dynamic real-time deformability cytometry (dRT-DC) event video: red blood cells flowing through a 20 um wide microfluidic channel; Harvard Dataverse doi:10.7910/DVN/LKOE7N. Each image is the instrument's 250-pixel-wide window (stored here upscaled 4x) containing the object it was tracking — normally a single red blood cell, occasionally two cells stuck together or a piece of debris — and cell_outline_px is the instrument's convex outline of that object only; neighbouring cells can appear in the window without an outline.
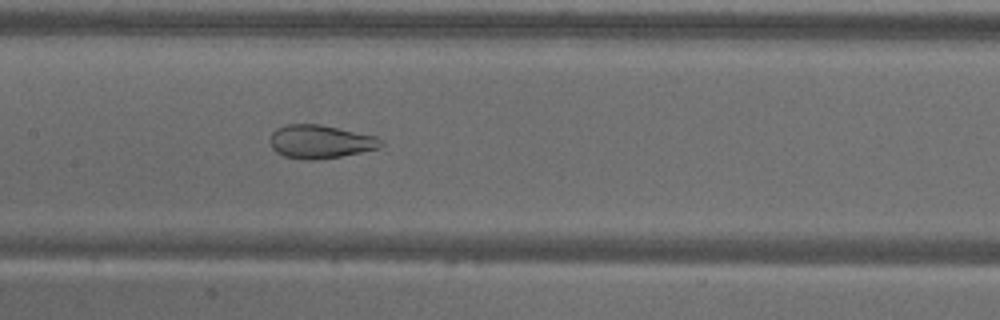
{"species": "common noctule bat (a hibernating species)", "species_latin": "Nyctalus noctula", "temperature_condition": "warm", "stored_images_in_passage": 31, "camera_frame_rate_fps": 3000, "um_per_image_px": 0.085, "animal": {"sex": "male", "body_mass_g": 18.8}, "frame": {"image": 1, "passage_image": 17, "time_ms": 5.333, "image_size_px": [1000, 320], "cell_outline_px": [[384, 144], [380, 148], [340, 156], [312, 160], [308, 160], [284, 156], [276, 152], [272, 148], [272, 132], [276, 128], [288, 124], [320, 124], [376, 136]], "centroid_in_image_um": [27.24, 12.03], "position_along_channel_um": 180.2, "area_um2": 21.33}}
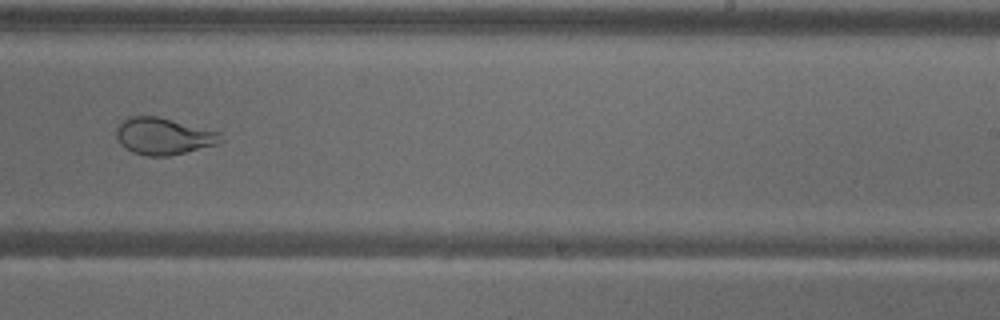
{"frame": {"image": 2, "passage_image": 25, "time_ms": 8.0, "image_size_px": [1000, 320], "cell_outline_px": [[224, 140], [216, 144], [168, 156], [148, 156], [132, 152], [120, 144], [116, 136], [116, 124], [120, 120], [128, 116], [156, 116], [220, 132]], "centroid_in_image_um": [13.84, 11.56], "position_along_channel_um": 275.2, "area_um2": 22.37}}